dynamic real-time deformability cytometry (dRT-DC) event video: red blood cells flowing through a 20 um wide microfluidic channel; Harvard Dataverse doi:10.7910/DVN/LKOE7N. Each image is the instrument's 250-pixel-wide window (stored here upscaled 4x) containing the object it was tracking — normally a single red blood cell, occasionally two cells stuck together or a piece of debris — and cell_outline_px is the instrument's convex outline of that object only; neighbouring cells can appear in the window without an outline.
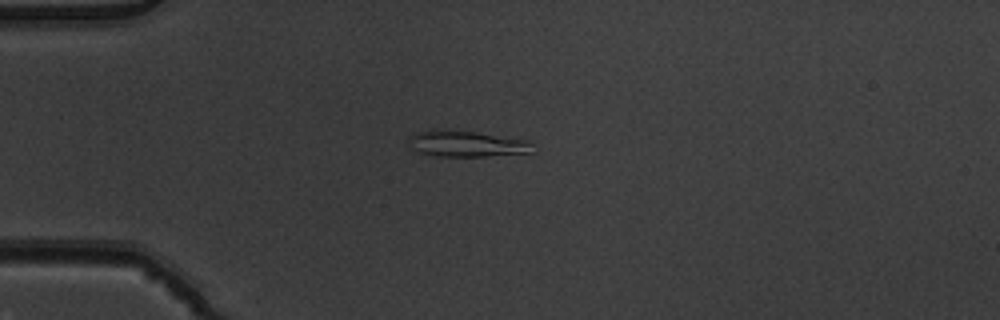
{"species": "common noctule bat (a hibernating species)", "species_latin": "Nyctalus noctula", "temperature_condition": "warm", "stored_images_in_passage": 3, "camera_frame_rate_fps": 3000, "um_per_image_px": 0.085, "animal": {"sex": "male", "body_mass_g": 19.5, "forearm_length_mm": 54.6}, "frame": {"image": 1, "passage_image": 2, "time_ms": 0.333, "image_size_px": [1000, 320], "cell_outline_px": [[532, 152], [484, 156], [432, 156], [420, 152], [412, 148], [408, 140], [408, 136], [416, 132], [440, 128], [476, 132], [528, 140], [532, 144]], "centroid_in_image_um": [39.6, 12.2], "position_along_channel_um": 45.4, "area_um2": 18.9}}